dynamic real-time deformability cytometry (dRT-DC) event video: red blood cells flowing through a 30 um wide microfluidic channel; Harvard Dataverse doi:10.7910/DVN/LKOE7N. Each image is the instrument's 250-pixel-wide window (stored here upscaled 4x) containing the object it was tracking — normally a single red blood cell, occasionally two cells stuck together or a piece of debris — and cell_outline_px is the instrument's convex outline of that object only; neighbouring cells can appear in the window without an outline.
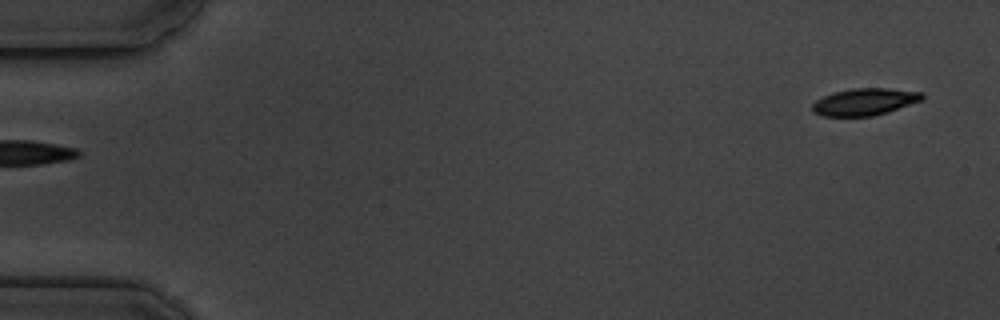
{"species": "common noctule bat (a hibernating species)", "species_latin": "Nyctalus noctula", "temperature_condition": "cold", "stored_images_in_passage": 4, "segment_of_instrument_passage": [2, 2], "camera_frame_rate_fps": 3000, "um_per_image_px": 0.085, "animal": {"sex": "male", "body_mass_g": 19.5, "forearm_length_mm": 54.6}, "frame": {"image": 1, "passage_image": 4, "time_ms": 4.333, "image_size_px": [1000, 320], "cell_outline_px": [[924, 100], [888, 112], [872, 116], [820, 116], [812, 112], [812, 104], [816, 100], [832, 92], [852, 88], [888, 88], [924, 92]], "centroid_in_image_um": [73.51, 8.65], "position_along_channel_um": 11.5, "area_um2": 17.57}}